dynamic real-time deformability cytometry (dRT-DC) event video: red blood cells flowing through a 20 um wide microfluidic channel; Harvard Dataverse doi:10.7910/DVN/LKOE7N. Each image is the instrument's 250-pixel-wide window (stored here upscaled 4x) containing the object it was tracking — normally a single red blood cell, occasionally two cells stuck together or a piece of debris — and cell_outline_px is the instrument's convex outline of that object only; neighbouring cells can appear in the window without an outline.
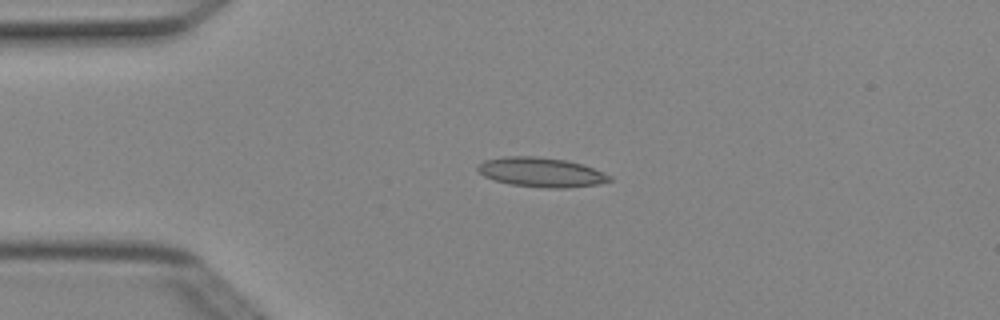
{"species": "Egyptian fruit bat (a non-hibernating species)", "species_latin": "Rousettus aegyptiacus", "temperature_condition": "cold", "stored_images_in_passage": 4, "camera_frame_rate_fps": 3000, "um_per_image_px": 0.085, "animal": {"sex": "female"}, "frame": {"image": 1, "passage_image": 3, "time_ms": 0.667, "image_size_px": [1000, 320], "cell_outline_px": [[612, 180], [596, 184], [568, 188], [548, 188], [508, 184], [484, 176], [476, 168], [484, 160], [504, 156], [536, 156], [564, 160], [584, 164], [604, 172], [612, 176]], "centroid_in_image_um": [46.02, 14.64], "position_along_channel_um": 39.0, "area_um2": 22.66}}